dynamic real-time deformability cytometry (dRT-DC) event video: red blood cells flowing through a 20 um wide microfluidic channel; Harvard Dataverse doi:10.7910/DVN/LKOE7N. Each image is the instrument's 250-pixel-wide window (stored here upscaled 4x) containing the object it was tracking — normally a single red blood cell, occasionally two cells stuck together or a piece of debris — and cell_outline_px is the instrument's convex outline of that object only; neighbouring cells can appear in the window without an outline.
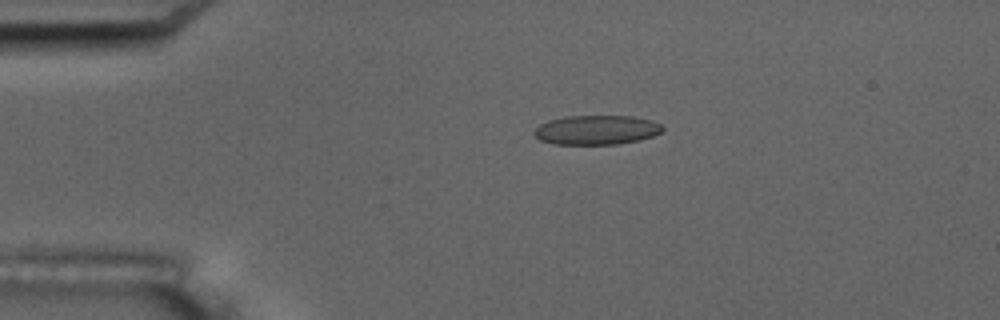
{"species": "common noctule bat (a hibernating species)", "species_latin": "Nyctalus noctula", "temperature_condition": "room temperature", "stored_images_in_passage": 6, "camera_frame_rate_fps": 3000, "um_per_image_px": 0.085, "animal": {"sex": "male", "body_mass_g": 17.5, "forearm_length_mm": 52.3}, "frame": {"image": 1, "passage_image": 4, "time_ms": 3.333, "image_size_px": [1000, 320], "cell_outline_px": [[664, 128], [660, 132], [652, 136], [640, 140], [616, 144], [556, 144], [540, 140], [532, 132], [540, 124], [548, 120], [564, 116], [632, 116], [652, 120], [660, 124]], "centroid_in_image_um": [50.69, 11.04], "position_along_channel_um": 34.3, "area_um2": 21.96}}
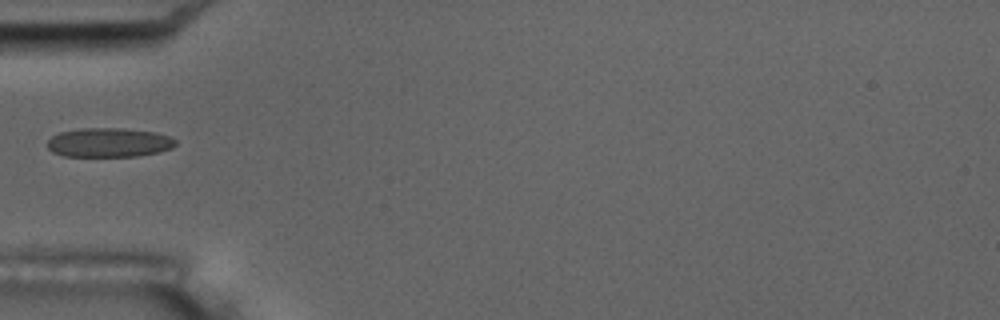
{"frame": {"image": 2, "passage_image": 6, "time_ms": 5.667, "image_size_px": [1000, 320], "cell_outline_px": [[176, 144], [172, 148], [160, 152], [136, 156], [64, 156], [52, 152], [48, 148], [48, 140], [52, 136], [60, 132], [80, 128], [124, 128], [156, 132], [168, 136], [176, 140]], "centroid_in_image_um": [9.26, 12.11], "position_along_channel_um": 75.7, "area_um2": 21.91}}